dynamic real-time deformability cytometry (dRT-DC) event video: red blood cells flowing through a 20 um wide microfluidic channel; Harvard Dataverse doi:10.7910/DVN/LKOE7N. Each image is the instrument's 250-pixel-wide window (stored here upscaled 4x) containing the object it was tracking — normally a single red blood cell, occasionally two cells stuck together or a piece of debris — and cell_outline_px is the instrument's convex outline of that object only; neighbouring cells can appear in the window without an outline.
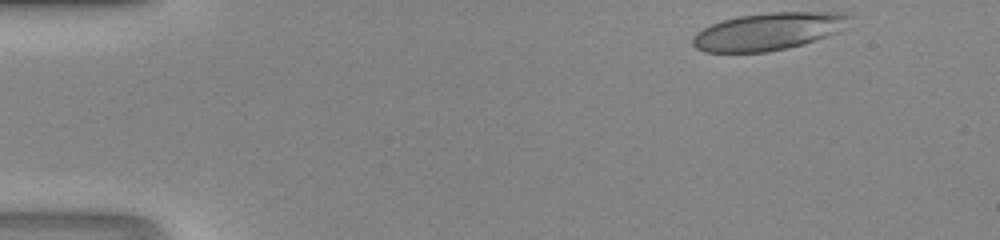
{"species": "human", "species_latin": "Homo sapiens", "temperature_condition": "room temperature", "stored_images_in_passage": 36, "camera_frame_rate_fps": 3000, "um_per_image_px": 0.085, "donor": {"sex": "male"}, "frame": {"image": 1, "passage_image": 1, "time_ms": 0.0, "image_size_px": [1000, 240], "cell_outline_px": [[852, 16], [840, 32], [804, 44], [788, 48], [768, 52], [704, 52], [696, 48], [692, 44], [692, 36], [696, 32], [712, 24], [724, 20], [740, 16], [768, 12], [848, 12]], "centroid_in_image_um": [65.34, 2.67], "position_along_channel_um": 19.7, "area_um2": 34.39}}
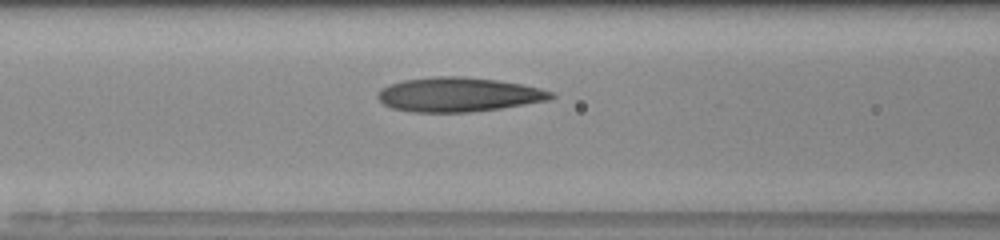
{"frame": {"image": 2, "passage_image": 16, "time_ms": 5.0, "image_size_px": [1000, 240], "cell_outline_px": [[556, 96], [548, 100], [500, 108], [468, 112], [412, 112], [392, 108], [384, 104], [376, 96], [388, 84], [404, 80], [436, 76], [460, 76], [496, 80], [520, 84], [540, 88], [552, 92]], "centroid_in_image_um": [38.96, 8.04], "position_along_channel_um": 127.6, "area_um2": 34.33}}
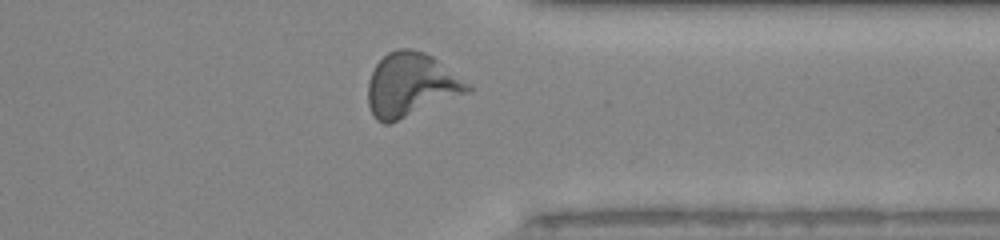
{"frame": {"image": 3, "passage_image": 33, "time_ms": 10.667, "image_size_px": [1000, 240], "cell_outline_px": [[472, 88], [468, 92], [388, 124], [384, 124], [376, 120], [368, 104], [368, 80], [376, 64], [388, 52], [396, 48], [408, 48], [424, 52], [432, 56], [472, 84]], "centroid_in_image_um": [34.92, 7.2], "position_along_channel_um": 376.5, "area_um2": 36.76}}